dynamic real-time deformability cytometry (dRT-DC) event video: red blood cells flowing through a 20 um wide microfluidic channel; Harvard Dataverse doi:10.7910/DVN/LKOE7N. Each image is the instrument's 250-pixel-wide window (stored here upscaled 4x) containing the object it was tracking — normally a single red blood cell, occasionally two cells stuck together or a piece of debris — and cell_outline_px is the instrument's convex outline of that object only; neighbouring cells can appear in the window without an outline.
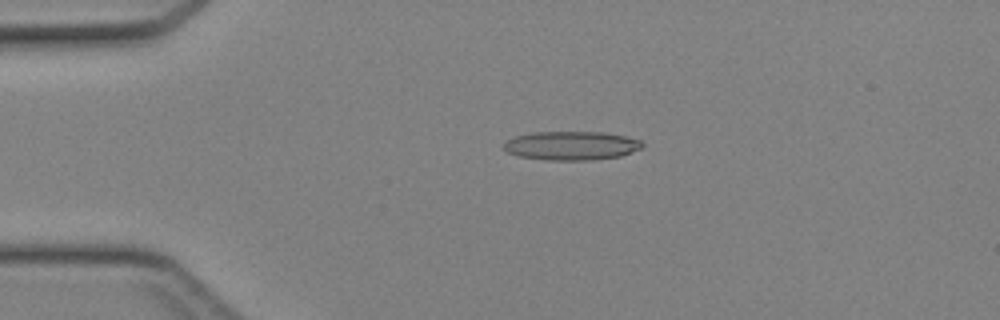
{"species": "Egyptian fruit bat (a non-hibernating species)", "species_latin": "Rousettus aegyptiacus", "temperature_condition": "cold", "stored_images_in_passage": 45, "camera_frame_rate_fps": 3000, "um_per_image_px": 0.085, "animal": {"sex": "female"}, "frame": {"image": 1, "passage_image": 10, "time_ms": 3.0, "image_size_px": [1000, 320], "cell_outline_px": [[644, 144], [640, 148], [620, 156], [592, 160], [548, 160], [520, 156], [508, 152], [504, 148], [504, 140], [516, 136], [532, 132], [604, 132], [624, 136], [640, 140]], "centroid_in_image_um": [48.54, 12.37], "position_along_channel_um": 36.5, "area_um2": 23.12}}
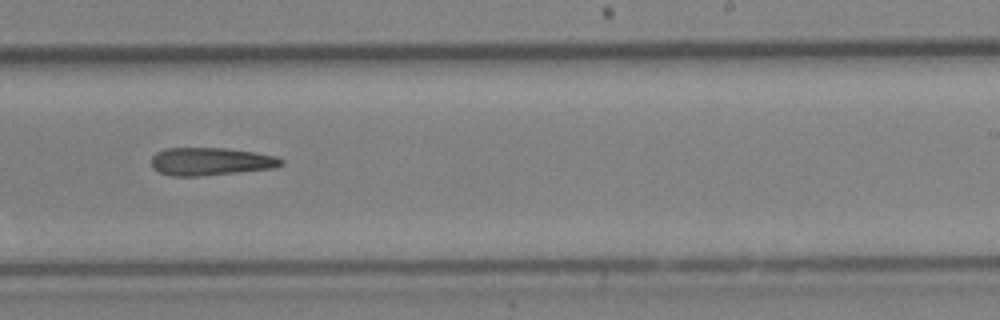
{"frame": {"image": 2, "passage_image": 28, "time_ms": 9.0, "image_size_px": [1000, 320], "cell_outline_px": [[284, 164], [276, 168], [200, 176], [172, 176], [160, 172], [152, 168], [152, 156], [156, 152], [164, 148], [228, 148], [256, 152], [276, 156], [284, 160]], "centroid_in_image_um": [17.93, 13.72], "position_along_channel_um": 271.1, "area_um2": 21.27}}
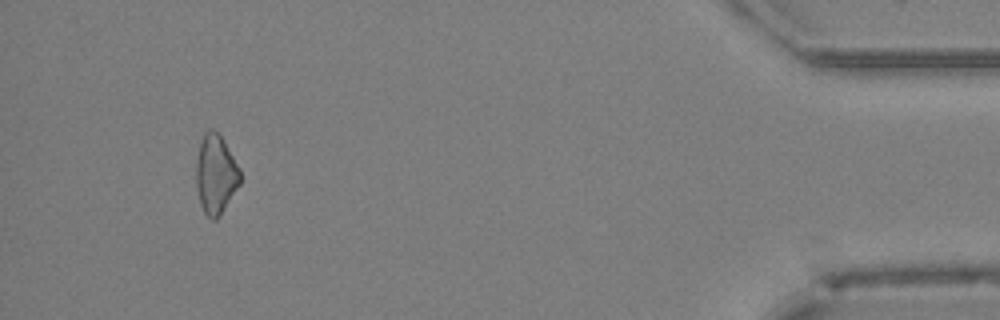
{"frame": {"image": 3, "passage_image": 42, "time_ms": 13.667, "image_size_px": [1000, 320], "cell_outline_px": [[240, 184], [220, 216], [216, 220], [212, 220], [204, 212], [200, 204], [196, 188], [196, 160], [200, 144], [204, 132], [208, 128], [212, 128], [224, 140], [240, 168]], "centroid_in_image_um": [18.33, 14.82], "position_along_channel_um": 416.9, "area_um2": 20.46}}